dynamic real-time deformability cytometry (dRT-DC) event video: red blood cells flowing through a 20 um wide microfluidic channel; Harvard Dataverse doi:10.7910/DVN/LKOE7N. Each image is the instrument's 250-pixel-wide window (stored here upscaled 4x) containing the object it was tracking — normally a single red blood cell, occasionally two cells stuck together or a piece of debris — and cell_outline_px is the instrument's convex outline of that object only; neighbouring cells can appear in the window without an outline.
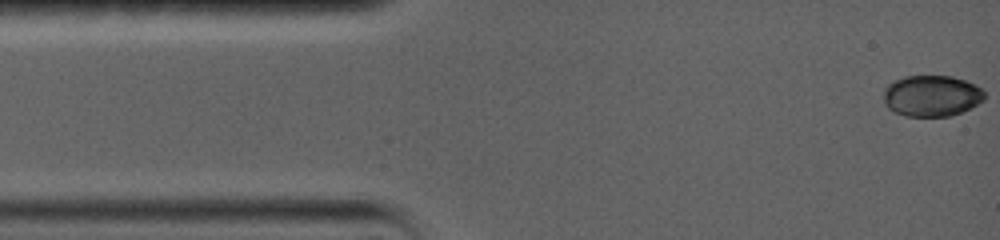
{"species": "common noctule bat (a hibernating species)", "species_latin": "Nyctalus noctula", "temperature_condition": "warm", "stored_images_in_passage": 34, "camera_frame_rate_fps": 5000, "um_per_image_px": 0.085, "animal": {"sex": "female", "body_mass_g": 19.0, "forearm_length_mm": 56.7}, "frame": {"image": 1, "passage_image": 1, "time_ms": 0.0, "image_size_px": [1000, 240], "cell_outline_px": [[984, 100], [952, 116], [904, 116], [888, 108], [884, 104], [884, 88], [888, 84], [904, 76], [952, 76], [976, 84], [984, 88]], "centroid_in_image_um": [79.19, 8.14], "position_along_channel_um": 5.8, "area_um2": 24.28}}
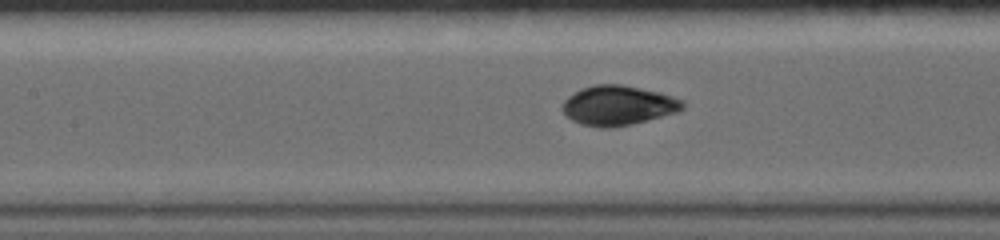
{"frame": {"image": 2, "passage_image": 20, "time_ms": 6.4, "image_size_px": [1000, 240], "cell_outline_px": [[684, 108], [680, 112], [632, 124], [612, 128], [600, 128], [580, 124], [572, 120], [560, 108], [564, 100], [568, 96], [580, 88], [596, 84], [620, 84], [660, 92], [684, 100]], "centroid_in_image_um": [52.55, 8.97], "position_along_channel_um": 154.9, "area_um2": 28.15}}
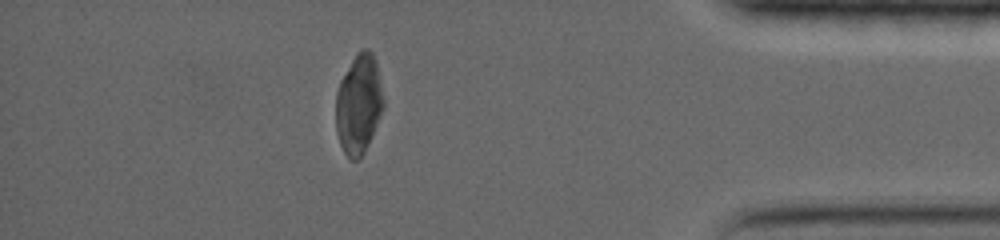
{"frame": {"image": 3, "passage_image": 34, "time_ms": 14.4, "image_size_px": [1000, 240], "cell_outline_px": [[384, 108], [364, 152], [356, 160], [352, 160], [344, 152], [340, 144], [336, 132], [336, 92], [340, 80], [356, 52], [364, 48], [368, 48], [372, 52], [376, 60], [384, 100]], "centroid_in_image_um": [30.49, 8.81], "position_along_channel_um": 404.7, "area_um2": 27.63}, "authors_computed_cell_mechanics": {"area_um2": 27.0793, "velocity_mm_per_s": 3.6012, "shape_relaxation_time_tau1_ms": 3.7074, "shape_relaxation_time_tau2_ms": 1.5472, "deformation_change_tau1": 0.1066, "deformation_change_tau2": 0.0311}}